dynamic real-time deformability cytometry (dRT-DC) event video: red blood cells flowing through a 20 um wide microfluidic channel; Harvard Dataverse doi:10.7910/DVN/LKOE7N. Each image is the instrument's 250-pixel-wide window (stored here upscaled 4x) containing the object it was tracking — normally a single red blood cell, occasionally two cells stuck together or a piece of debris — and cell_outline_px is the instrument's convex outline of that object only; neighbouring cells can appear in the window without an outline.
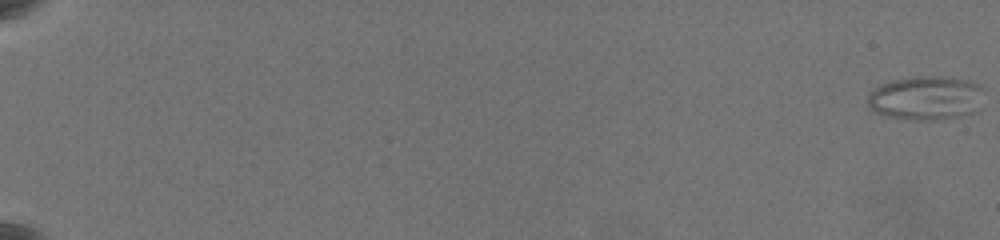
{"species": "common noctule bat (a hibernating species)", "species_latin": "Nyctalus noctula", "temperature_condition": "warm", "stored_images_in_passage": 63, "camera_frame_rate_fps": 3000, "um_per_image_px": 0.085, "animal": {"sex": "female", "body_mass_g": 19.5, "forearm_length_mm": 54.1}, "frame": {"image": 1, "passage_image": 1, "time_ms": 0.0, "image_size_px": [1000, 240], "cell_outline_px": [[984, 88], [980, 108], [976, 112], [964, 116], [932, 120], [912, 120], [888, 116], [872, 112], [868, 108], [868, 92], [884, 84], [896, 80], [916, 76], [944, 76], [968, 80], [980, 84]], "centroid_in_image_um": [78.75, 8.34], "position_along_channel_um": 6.2, "area_um2": 30.29}}
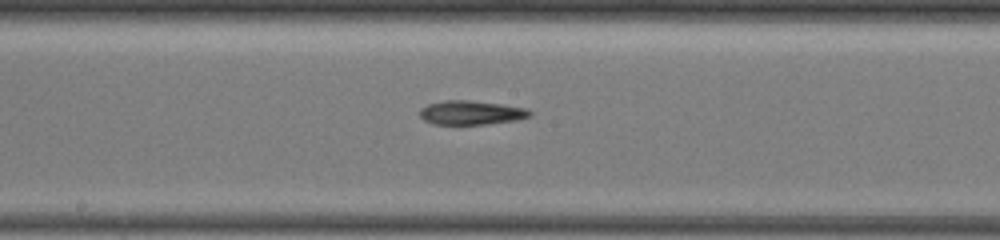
{"frame": {"image": 2, "passage_image": 38, "time_ms": 12.333, "image_size_px": [1000, 240], "cell_outline_px": [[532, 116], [516, 120], [488, 124], [432, 124], [424, 120], [420, 116], [420, 108], [428, 104], [444, 100], [468, 100], [500, 104], [528, 108], [532, 112]], "centroid_in_image_um": [40.06, 9.57], "position_along_channel_um": 208.1, "area_um2": 15.49}}
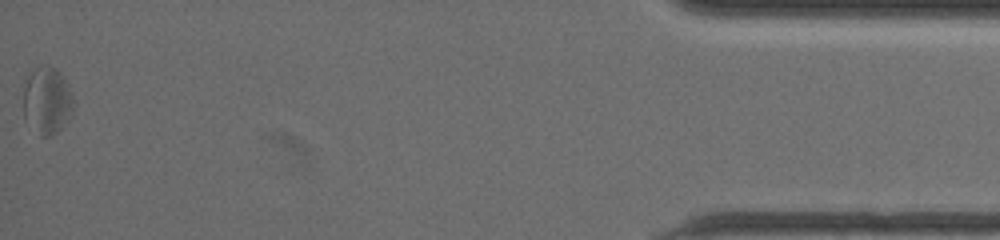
{"frame": {"image": 3, "passage_image": 63, "time_ms": 20.667, "image_size_px": [1000, 240], "cell_outline_px": [[76, 104], [72, 116], [52, 136], [40, 136], [24, 120], [24, 88], [28, 76], [32, 68], [40, 64], [56, 68], [60, 72], [68, 84]], "centroid_in_image_um": [4.02, 8.54], "position_along_channel_um": 431.2, "area_um2": 20.11}}